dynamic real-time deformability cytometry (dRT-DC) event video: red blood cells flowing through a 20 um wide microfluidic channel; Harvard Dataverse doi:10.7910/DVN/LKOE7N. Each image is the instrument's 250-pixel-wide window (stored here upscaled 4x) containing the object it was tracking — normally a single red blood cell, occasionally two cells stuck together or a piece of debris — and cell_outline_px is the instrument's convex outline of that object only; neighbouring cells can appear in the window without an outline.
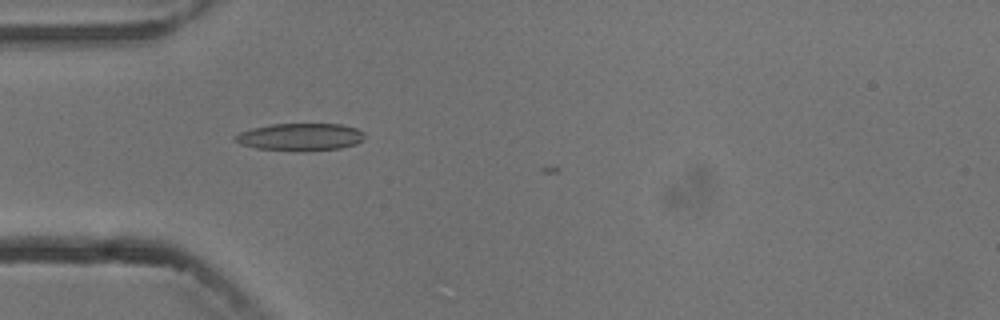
{"species": "common noctule bat (a hibernating species)", "species_latin": "Nyctalus noctula", "temperature_condition": "cold", "stored_images_in_passage": 2, "camera_frame_rate_fps": 3000, "um_per_image_px": 0.085, "animal": {"sex": "male", "body_mass_g": 13.3}, "frame": {"image": 1, "passage_image": 2, "time_ms": 1.333, "image_size_px": [1000, 320], "cell_outline_px": [[364, 136], [356, 144], [340, 148], [304, 152], [296, 152], [256, 148], [240, 144], [232, 136], [240, 132], [252, 128], [272, 124], [340, 124], [356, 128], [364, 132]], "centroid_in_image_um": [25.5, 11.65], "position_along_channel_um": 59.5, "area_um2": 20.87}}